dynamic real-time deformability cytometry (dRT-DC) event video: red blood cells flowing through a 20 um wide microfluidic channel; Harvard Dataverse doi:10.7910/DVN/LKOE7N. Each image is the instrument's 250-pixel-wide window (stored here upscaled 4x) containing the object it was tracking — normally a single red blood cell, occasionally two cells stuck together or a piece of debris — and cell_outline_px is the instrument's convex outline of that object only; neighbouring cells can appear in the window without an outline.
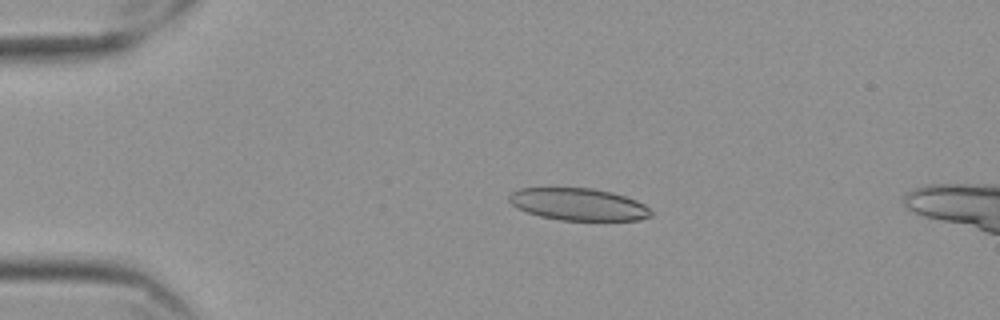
{"species": "Egyptian fruit bat (a non-hibernating species)", "species_latin": "Rousettus aegyptiacus", "temperature_condition": "cold", "stored_images_in_passage": 59, "camera_frame_rate_fps": 3000, "um_per_image_px": 0.085, "frame": {"image": 1, "passage_image": 13, "time_ms": 4.0, "image_size_px": [1000, 320], "cell_outline_px": [[652, 216], [640, 220], [560, 220], [540, 216], [516, 208], [508, 200], [508, 196], [512, 192], [520, 188], [592, 188], [624, 196], [636, 200], [644, 204], [652, 212]], "centroid_in_image_um": [49.15, 17.37], "position_along_channel_um": 35.8, "area_um2": 26.47}}
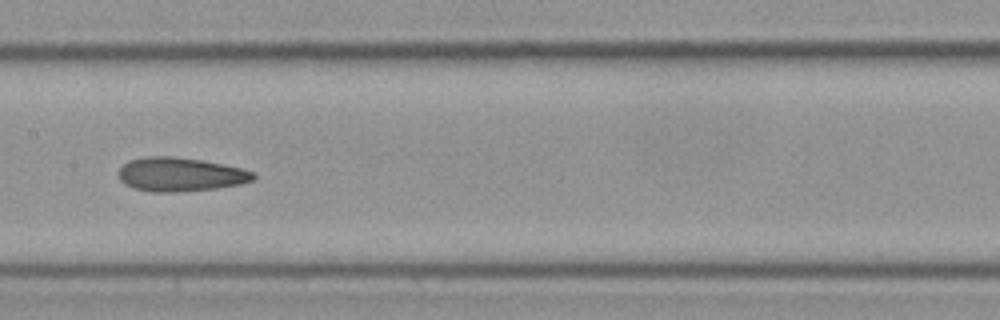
{"frame": {"image": 2, "passage_image": 30, "time_ms": 9.667, "image_size_px": [1000, 320], "cell_outline_px": [[256, 176], [252, 180], [240, 184], [216, 188], [176, 192], [152, 192], [132, 188], [124, 184], [120, 180], [116, 172], [128, 160], [144, 156], [172, 156], [200, 160], [240, 168], [252, 172]], "centroid_in_image_um": [15.24, 14.83], "position_along_channel_um": 192.2, "area_um2": 26.59}}
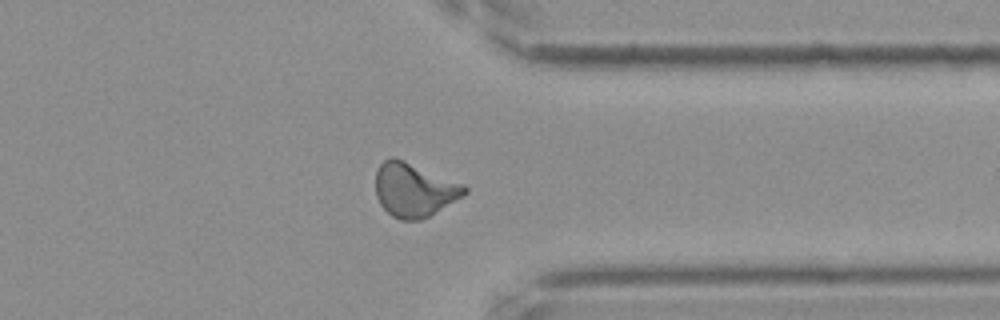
{"frame": {"image": 3, "passage_image": 46, "time_ms": 15.0, "image_size_px": [1000, 320], "cell_outline_px": [[468, 192], [464, 196], [428, 216], [420, 220], [400, 220], [392, 216], [380, 204], [376, 196], [376, 172], [380, 164], [384, 160], [392, 156], [404, 160], [464, 184], [468, 188]], "centroid_in_image_um": [35.2, 16.13], "position_along_channel_um": 376.2, "area_um2": 27.86}}